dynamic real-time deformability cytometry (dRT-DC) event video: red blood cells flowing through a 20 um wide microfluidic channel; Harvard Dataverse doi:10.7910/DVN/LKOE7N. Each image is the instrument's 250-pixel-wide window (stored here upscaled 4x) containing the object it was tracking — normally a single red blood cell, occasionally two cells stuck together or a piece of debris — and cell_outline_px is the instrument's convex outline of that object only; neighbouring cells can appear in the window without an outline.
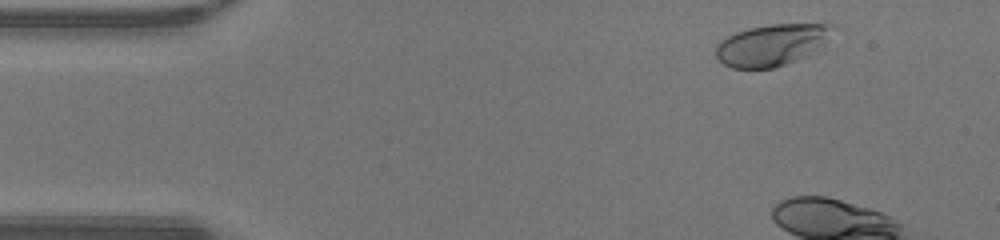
{"species": "human", "species_latin": "Homo sapiens", "temperature_condition": "warm", "stored_images_in_passage": 12, "camera_frame_rate_fps": 3000, "um_per_image_px": 0.085, "donor": {"sex": "male"}, "frame": {"image": 1, "passage_image": 4, "time_ms": 1.0, "image_size_px": [1000, 240], "cell_outline_px": [[828, 28], [824, 44], [808, 56], [772, 68], [732, 68], [724, 64], [716, 56], [716, 44], [720, 40], [736, 32], [748, 28], [772, 24], [828, 24]], "centroid_in_image_um": [65.5, 3.83], "position_along_channel_um": 19.5, "area_um2": 27.69}}